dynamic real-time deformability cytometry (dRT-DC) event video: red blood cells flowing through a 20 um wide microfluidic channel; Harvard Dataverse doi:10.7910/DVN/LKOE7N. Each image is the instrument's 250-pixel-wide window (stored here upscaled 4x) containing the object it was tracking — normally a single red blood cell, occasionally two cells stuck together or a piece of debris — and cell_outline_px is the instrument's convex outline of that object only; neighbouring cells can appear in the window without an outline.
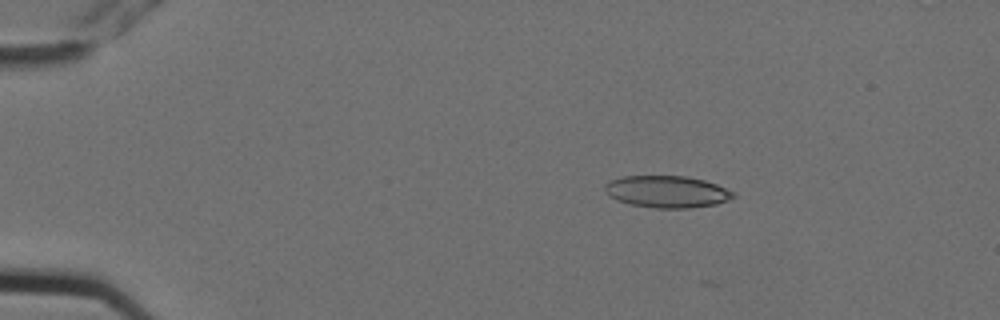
{"species": "Egyptian fruit bat (a non-hibernating species)", "species_latin": "Rousettus aegyptiacus", "temperature_condition": "cold", "stored_images_in_passage": 6, "camera_frame_rate_fps": 3000, "um_per_image_px": 0.085, "animal": {"sex": "female"}, "frame": {"image": 1, "passage_image": 3, "time_ms": 0.667, "image_size_px": [1000, 320], "cell_outline_px": [[736, 196], [728, 200], [716, 204], [692, 208], [656, 208], [632, 204], [616, 200], [608, 196], [604, 188], [604, 184], [620, 176], [684, 176], [704, 180], [716, 184], [736, 192]], "centroid_in_image_um": [56.7, 16.29], "position_along_channel_um": 28.3, "area_um2": 23.99}}